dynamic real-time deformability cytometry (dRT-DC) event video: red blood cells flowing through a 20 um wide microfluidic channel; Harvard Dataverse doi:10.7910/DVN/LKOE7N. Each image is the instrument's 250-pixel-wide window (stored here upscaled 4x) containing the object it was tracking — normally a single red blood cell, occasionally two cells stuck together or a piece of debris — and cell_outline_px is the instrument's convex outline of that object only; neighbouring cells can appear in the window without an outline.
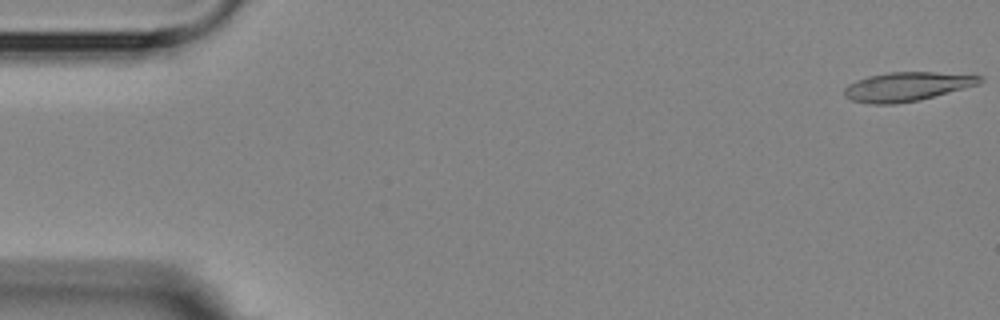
{"species": "Egyptian fruit bat (a non-hibernating species)", "species_latin": "Rousettus aegyptiacus", "temperature_condition": "room temperature", "stored_images_in_passage": 6, "segment_of_instrument_passage": [1, 2], "camera_frame_rate_fps": 3000, "um_per_image_px": 0.085, "animal": {"sex": "female"}, "frame": {"image": 1, "passage_image": 1, "time_ms": 0.0, "image_size_px": [1000, 320], "cell_outline_px": [[984, 80], [980, 84], [920, 100], [892, 104], [872, 104], [852, 100], [844, 96], [844, 88], [848, 84], [856, 80], [868, 76], [888, 72], [936, 72], [984, 76]], "centroid_in_image_um": [77.1, 7.35], "position_along_channel_um": 7.9, "area_um2": 23.0}}
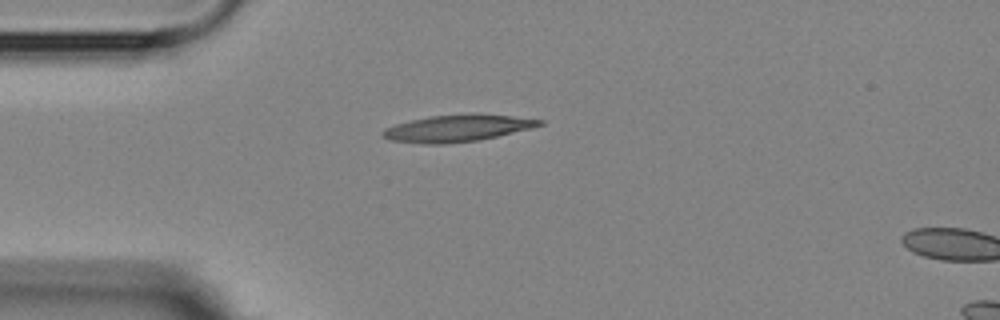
{"frame": {"image": 2, "passage_image": 5, "time_ms": 4.333, "image_size_px": [1000, 320], "cell_outline_px": [[544, 124], [532, 128], [496, 136], [476, 140], [444, 144], [424, 144], [388, 140], [380, 136], [380, 132], [384, 128], [396, 124], [428, 116], [468, 112], [476, 112], [512, 116], [544, 120]], "centroid_in_image_um": [38.84, 10.88], "position_along_channel_um": 46.2, "area_um2": 24.97}}